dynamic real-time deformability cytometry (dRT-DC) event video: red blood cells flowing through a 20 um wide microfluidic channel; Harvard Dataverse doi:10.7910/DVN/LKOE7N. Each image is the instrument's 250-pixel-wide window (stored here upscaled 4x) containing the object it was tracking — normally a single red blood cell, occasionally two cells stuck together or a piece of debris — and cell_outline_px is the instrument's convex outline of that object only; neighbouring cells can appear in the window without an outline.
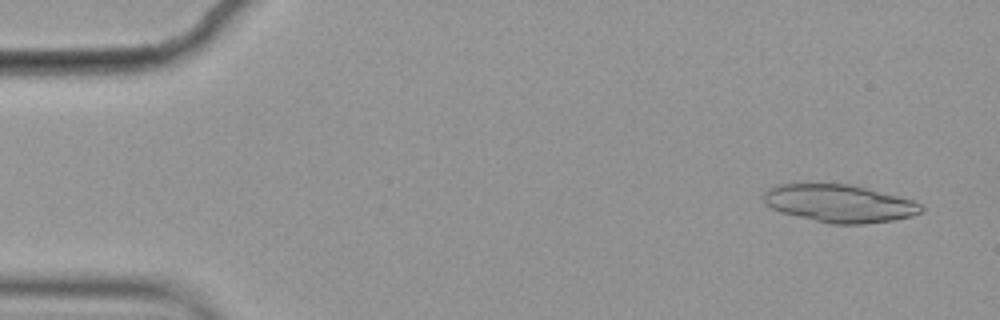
{"species": "common noctule bat (a hibernating species)", "species_latin": "Nyctalus noctula", "temperature_condition": "cold", "stored_images_in_passage": 4, "camera_frame_rate_fps": 3000, "um_per_image_px": 0.085, "animal": {"sex": "female", "body_mass_g": 19.9}, "frame": {"image": 1, "passage_image": 4, "time_ms": 1.0, "image_size_px": [1000, 320], "cell_outline_px": [[924, 208], [920, 212], [912, 216], [892, 220], [860, 224], [832, 224], [780, 212], [772, 208], [764, 200], [764, 192], [768, 188], [776, 184], [820, 180], [852, 184], [912, 200], [920, 204]], "centroid_in_image_um": [71.28, 17.23], "position_along_channel_um": 13.7, "area_um2": 35.37}}